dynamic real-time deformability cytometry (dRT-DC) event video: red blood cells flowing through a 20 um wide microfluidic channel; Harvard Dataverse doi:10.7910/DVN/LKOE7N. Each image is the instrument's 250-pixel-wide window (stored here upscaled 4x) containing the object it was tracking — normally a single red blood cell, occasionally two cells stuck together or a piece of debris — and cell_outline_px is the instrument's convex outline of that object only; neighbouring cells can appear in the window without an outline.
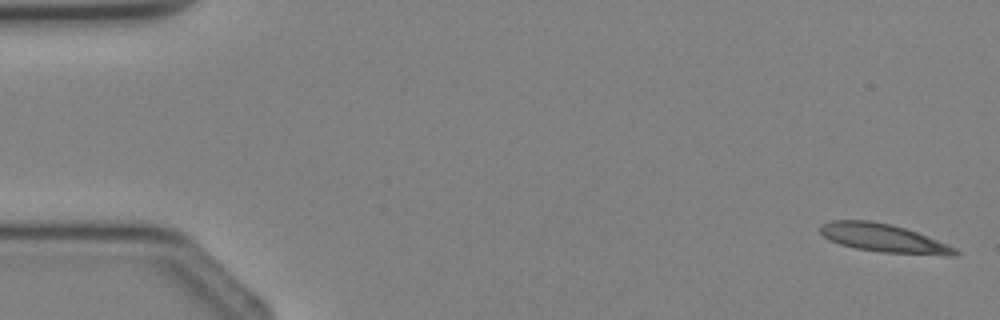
{"species": "Egyptian fruit bat (a non-hibernating species)", "species_latin": "Rousettus aegyptiacus", "temperature_condition": "cold", "stored_images_in_passage": 4, "camera_frame_rate_fps": 3000, "um_per_image_px": 0.085, "animal": {"sex": "female"}, "frame": {"image": 1, "passage_image": 1, "time_ms": 0.0, "image_size_px": [1000, 320], "cell_outline_px": [[960, 256], [948, 256], [880, 252], [856, 248], [840, 244], [828, 240], [820, 232], [820, 224], [828, 220], [868, 220], [888, 224], [904, 228], [916, 232], [956, 248], [960, 252]], "centroid_in_image_um": [75.09, 20.25], "position_along_channel_um": 9.9, "area_um2": 22.25}}
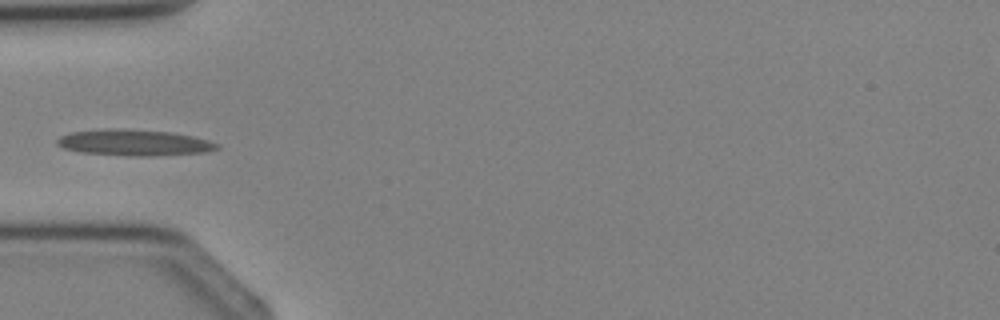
{"frame": {"image": 2, "passage_image": 4, "time_ms": 3.667, "image_size_px": [1000, 320], "cell_outline_px": [[220, 148], [204, 152], [148, 156], [132, 156], [80, 152], [64, 148], [56, 144], [56, 140], [60, 136], [68, 132], [108, 128], [128, 128], [168, 132], [192, 136], [208, 140], [220, 144]], "centroid_in_image_um": [11.36, 12.11], "position_along_channel_um": 73.6, "area_um2": 24.45}}